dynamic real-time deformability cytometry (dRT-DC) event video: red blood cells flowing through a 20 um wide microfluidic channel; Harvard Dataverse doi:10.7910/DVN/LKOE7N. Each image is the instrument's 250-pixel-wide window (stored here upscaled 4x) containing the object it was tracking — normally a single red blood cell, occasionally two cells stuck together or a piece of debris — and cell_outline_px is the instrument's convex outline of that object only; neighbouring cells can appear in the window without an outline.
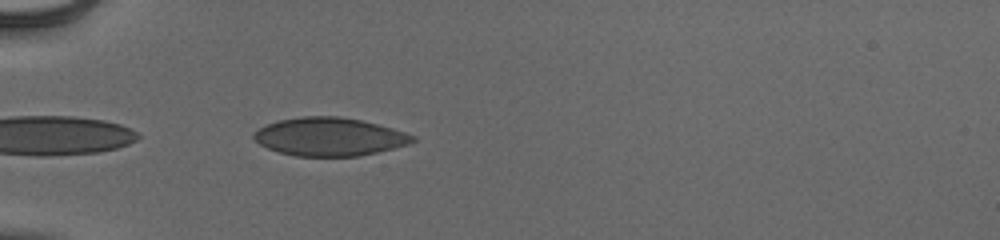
{"species": "human", "species_latin": "Homo sapiens", "temperature_condition": "cold", "stored_images_in_passage": 36, "camera_frame_rate_fps": 3000, "um_per_image_px": 0.085, "donor": {"sex": "male"}, "frame": {"image": 1, "passage_image": 1, "time_ms": 0.0, "image_size_px": [1000, 240], "cell_outline_px": [[416, 140], [408, 144], [360, 156], [296, 156], [280, 152], [268, 148], [260, 144], [252, 136], [260, 128], [268, 124], [280, 120], [300, 116], [340, 116], [360, 120], [392, 128], [416, 136]], "centroid_in_image_um": [28.01, 11.62], "position_along_channel_um": 57.0, "area_um2": 35.03}}
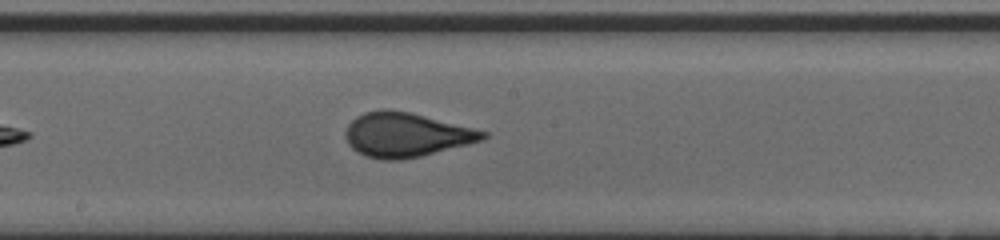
{"frame": {"image": 2, "passage_image": 14, "time_ms": 4.333, "image_size_px": [1000, 240], "cell_outline_px": [[488, 136], [484, 140], [420, 156], [396, 160], [384, 160], [368, 156], [352, 148], [348, 144], [344, 136], [344, 132], [348, 124], [356, 116], [364, 112], [384, 108], [412, 112], [488, 132]], "centroid_in_image_um": [34.5, 11.43], "position_along_channel_um": 213.7, "area_um2": 35.43}}
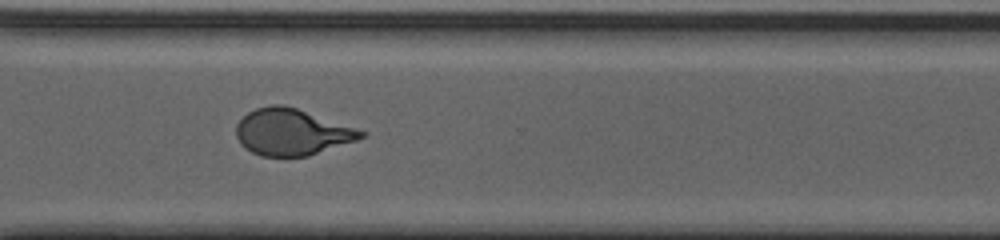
{"frame": {"image": 3, "passage_image": 24, "time_ms": 7.667, "image_size_px": [1000, 240], "cell_outline_px": [[368, 132], [364, 136], [356, 140], [308, 156], [260, 156], [244, 148], [240, 144], [236, 136], [236, 124], [248, 112], [256, 108], [272, 104], [284, 104]], "centroid_in_image_um": [24.77, 11.22], "position_along_channel_um": 345.8, "area_um2": 33.64}, "authors_computed_cell_mechanics": {"area_um2": 34.1887, "velocity_mm_per_s": 3.9584, "shape_relaxation_time_tau1_ms": 6.769, "shape_relaxation_time_tau2_ms": null, "deformation_change_tau1": 0.1684, "deformation_change_tau2": null}}